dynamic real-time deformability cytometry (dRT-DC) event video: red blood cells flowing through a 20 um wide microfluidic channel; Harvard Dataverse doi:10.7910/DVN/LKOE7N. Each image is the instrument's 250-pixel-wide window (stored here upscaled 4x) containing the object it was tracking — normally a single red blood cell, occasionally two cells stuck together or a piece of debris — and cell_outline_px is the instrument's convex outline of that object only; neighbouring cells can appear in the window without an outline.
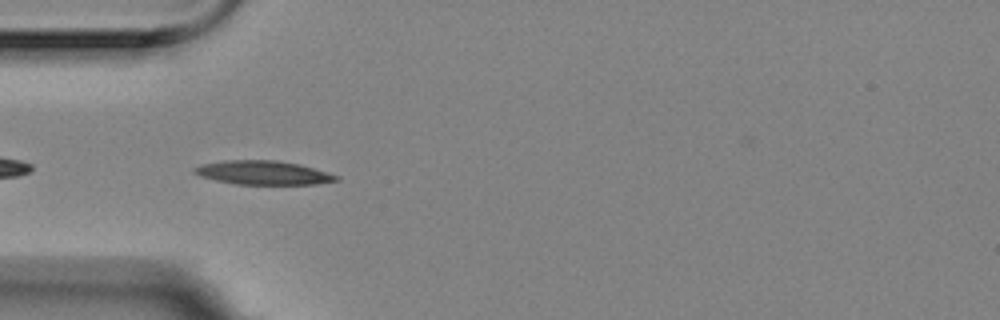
{"species": "Egyptian fruit bat (a non-hibernating species)", "species_latin": "Rousettus aegyptiacus", "temperature_condition": "room temperature", "stored_images_in_passage": 20, "camera_frame_rate_fps": 3000, "um_per_image_px": 0.085, "animal": {"sex": "female"}, "frame": {"image": 1, "passage_image": 3, "time_ms": 0.667, "image_size_px": [1000, 320], "cell_outline_px": [[340, 180], [316, 184], [236, 184], [216, 180], [200, 176], [192, 172], [192, 168], [200, 164], [224, 160], [276, 160], [296, 164], [312, 168], [340, 176]], "centroid_in_image_um": [22.32, 14.68], "position_along_channel_um": 62.7, "area_um2": 19.65}}
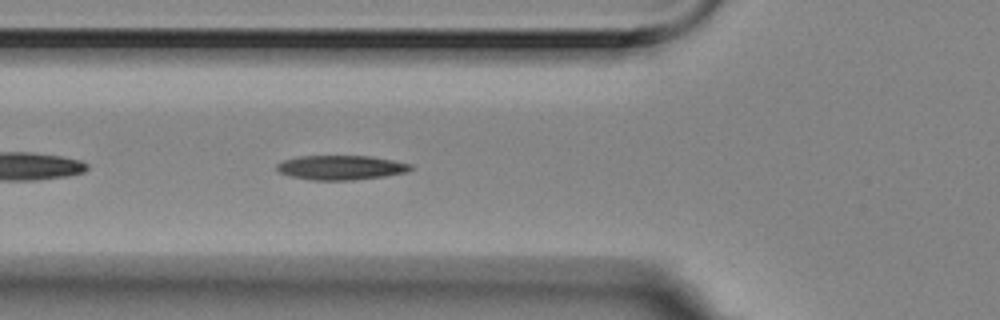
{"frame": {"image": 2, "passage_image": 6, "time_ms": 1.667, "image_size_px": [1000, 320], "cell_outline_px": [[412, 168], [408, 172], [384, 176], [352, 180], [312, 180], [292, 176], [280, 172], [276, 168], [276, 164], [284, 160], [300, 156], [372, 156], [412, 164]], "centroid_in_image_um": [29.0, 14.24], "position_along_channel_um": 96.8, "area_um2": 18.96}}
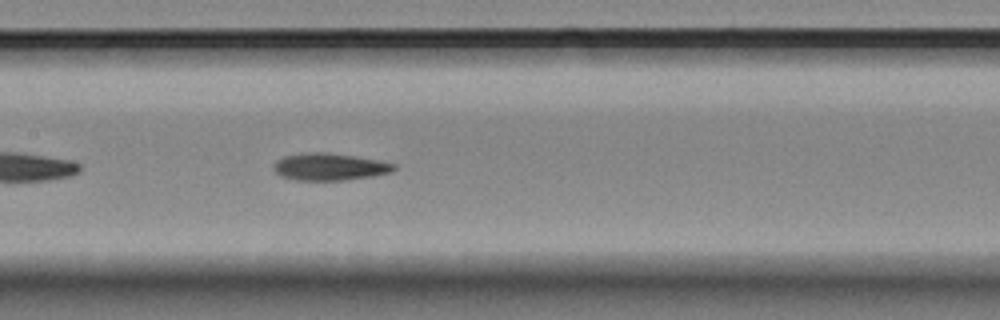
{"frame": {"image": 3, "passage_image": 13, "time_ms": 4.0, "image_size_px": [1000, 320], "cell_outline_px": [[396, 168], [388, 172], [368, 176], [344, 180], [296, 180], [280, 176], [272, 168], [276, 160], [284, 156], [300, 152], [324, 152], [352, 156], [376, 160], [396, 164]], "centroid_in_image_um": [27.91, 14.17], "position_along_channel_um": 179.5, "area_um2": 18.79}}